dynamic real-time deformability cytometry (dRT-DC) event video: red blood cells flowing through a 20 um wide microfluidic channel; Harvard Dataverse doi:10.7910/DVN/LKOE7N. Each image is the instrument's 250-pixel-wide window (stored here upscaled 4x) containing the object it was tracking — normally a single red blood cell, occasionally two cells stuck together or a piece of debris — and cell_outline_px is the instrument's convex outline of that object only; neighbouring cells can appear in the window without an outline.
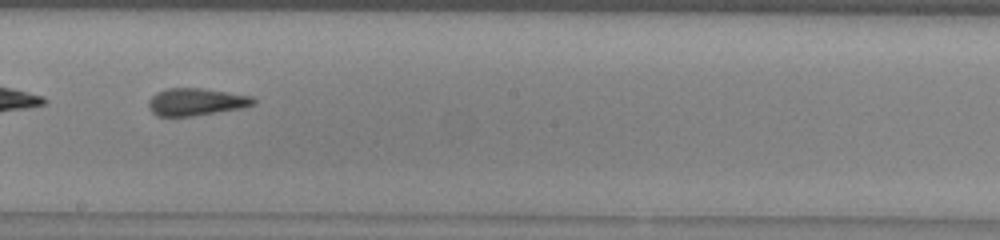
{"species": "common noctule bat (a hibernating species)", "species_latin": "Nyctalus noctula", "temperature_condition": "warm", "stored_images_in_passage": 46, "segment_of_instrument_passage": [2, 2], "camera_frame_rate_fps": 3000, "um_per_image_px": 0.085, "animal": {"sex": "male", "body_mass_g": 13.0, "forearm_length_mm": 53.1}, "frame": {"image": 1, "passage_image": 27, "time_ms": 8.667, "image_size_px": [1000, 240], "cell_outline_px": [[256, 104], [244, 108], [192, 116], [156, 116], [148, 108], [148, 100], [156, 92], [168, 88], [200, 88], [228, 92], [252, 96], [256, 100]], "centroid_in_image_um": [16.67, 8.66], "position_along_channel_um": 231.5, "area_um2": 16.88}}
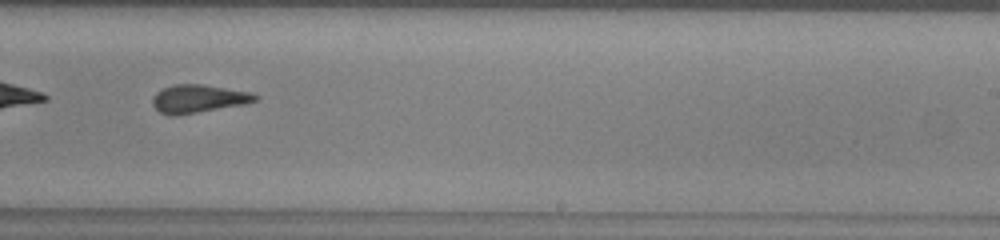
{"frame": {"image": 2, "passage_image": 30, "time_ms": 9.667, "image_size_px": [1000, 240], "cell_outline_px": [[260, 96], [256, 100], [244, 104], [176, 116], [172, 116], [160, 112], [152, 104], [152, 96], [156, 92], [164, 88], [176, 84], [200, 84], [252, 92]], "centroid_in_image_um": [16.85, 8.39], "position_along_channel_um": 272.1, "area_um2": 16.76}}
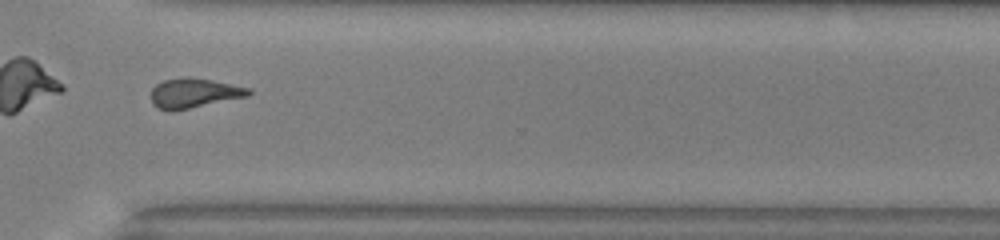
{"frame": {"image": 3, "passage_image": 36, "time_ms": 11.667, "image_size_px": [1000, 240], "cell_outline_px": [[252, 92], [248, 96], [172, 112], [168, 112], [156, 108], [152, 104], [152, 88], [156, 84], [164, 80], [184, 76], [188, 76], [212, 80], [252, 88]], "centroid_in_image_um": [16.48, 7.92], "position_along_channel_um": 354.1, "area_um2": 17.17}}